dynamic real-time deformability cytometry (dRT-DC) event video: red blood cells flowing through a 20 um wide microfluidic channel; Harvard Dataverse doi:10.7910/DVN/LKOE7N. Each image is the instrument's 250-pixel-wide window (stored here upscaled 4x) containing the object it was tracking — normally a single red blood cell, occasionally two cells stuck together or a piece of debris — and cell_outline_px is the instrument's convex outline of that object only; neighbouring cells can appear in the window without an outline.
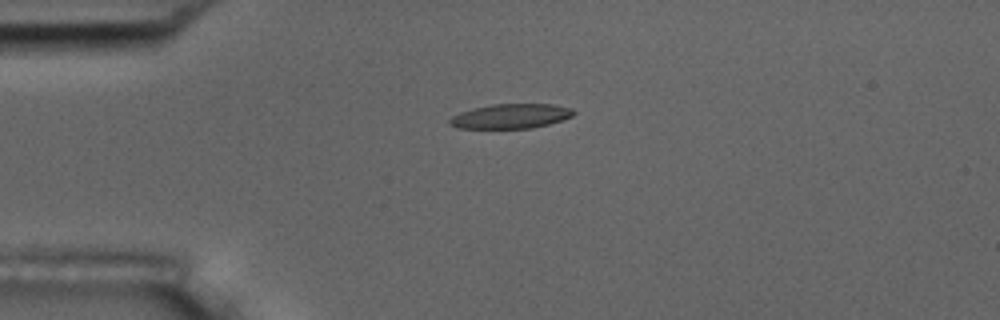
{"species": "common noctule bat (a hibernating species)", "species_latin": "Nyctalus noctula", "temperature_condition": "room temperature", "stored_images_in_passage": 3, "camera_frame_rate_fps": 3000, "um_per_image_px": 0.085, "animal": {"sex": "male", "body_mass_g": 17.5, "forearm_length_mm": 52.3}, "frame": {"image": 1, "passage_image": 1, "time_ms": 0.0, "image_size_px": [1000, 320], "cell_outline_px": [[576, 112], [572, 116], [548, 124], [532, 128], [456, 128], [448, 124], [448, 120], [452, 116], [460, 112], [472, 108], [492, 104], [552, 104], [572, 108]], "centroid_in_image_um": [43.38, 9.87], "position_along_channel_um": 41.6, "area_um2": 17.8}}